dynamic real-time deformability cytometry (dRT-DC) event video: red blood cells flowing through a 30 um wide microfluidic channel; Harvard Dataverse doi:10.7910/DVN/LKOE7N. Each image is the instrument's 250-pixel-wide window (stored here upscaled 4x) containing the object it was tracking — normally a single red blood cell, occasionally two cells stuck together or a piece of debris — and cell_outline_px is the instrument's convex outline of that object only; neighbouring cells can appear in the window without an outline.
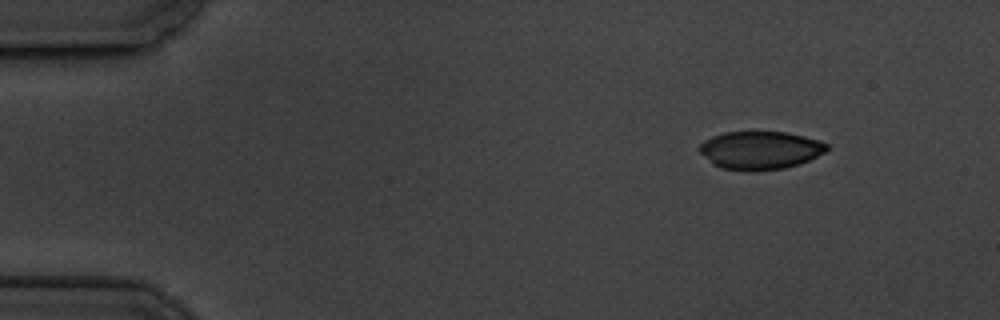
{"species": "common noctule bat (a hibernating species)", "species_latin": "Nyctalus noctula", "temperature_condition": "cold", "stored_images_in_passage": 4, "camera_frame_rate_fps": 3000, "um_per_image_px": 0.085, "animal": {"sex": "male", "body_mass_g": 19.5, "forearm_length_mm": 54.6}, "frame": {"image": 1, "passage_image": 1, "time_ms": 0.0, "image_size_px": [1000, 320], "cell_outline_px": [[828, 148], [824, 152], [800, 164], [784, 168], [756, 172], [748, 172], [720, 168], [712, 164], [700, 152], [700, 144], [704, 140], [712, 136], [724, 132], [788, 132], [820, 140], [828, 144]], "centroid_in_image_um": [64.6, 12.78], "position_along_channel_um": 20.4, "area_um2": 28.55}}